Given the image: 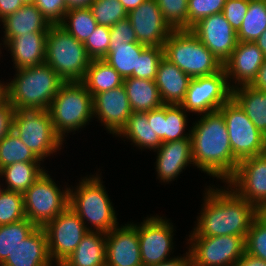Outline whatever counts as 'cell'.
Segmentation results:
<instances>
[{"instance_id":"obj_1","label":"cell","mask_w":266,"mask_h":266,"mask_svg":"<svg viewBox=\"0 0 266 266\" xmlns=\"http://www.w3.org/2000/svg\"><path fill=\"white\" fill-rule=\"evenodd\" d=\"M207 187L197 224L189 237L246 236L253 220L260 212L229 186Z\"/></svg>"},{"instance_id":"obj_2","label":"cell","mask_w":266,"mask_h":266,"mask_svg":"<svg viewBox=\"0 0 266 266\" xmlns=\"http://www.w3.org/2000/svg\"><path fill=\"white\" fill-rule=\"evenodd\" d=\"M199 117L190 128L194 166L225 183L239 163L233 156L225 120L219 111Z\"/></svg>"},{"instance_id":"obj_3","label":"cell","mask_w":266,"mask_h":266,"mask_svg":"<svg viewBox=\"0 0 266 266\" xmlns=\"http://www.w3.org/2000/svg\"><path fill=\"white\" fill-rule=\"evenodd\" d=\"M12 81L6 82V99L15 110H48L64 82L46 63L15 70Z\"/></svg>"},{"instance_id":"obj_4","label":"cell","mask_w":266,"mask_h":266,"mask_svg":"<svg viewBox=\"0 0 266 266\" xmlns=\"http://www.w3.org/2000/svg\"><path fill=\"white\" fill-rule=\"evenodd\" d=\"M76 187L70 188L69 207L80 217L88 231L106 234L119 225L116 211L99 174L79 180Z\"/></svg>"},{"instance_id":"obj_5","label":"cell","mask_w":266,"mask_h":266,"mask_svg":"<svg viewBox=\"0 0 266 266\" xmlns=\"http://www.w3.org/2000/svg\"><path fill=\"white\" fill-rule=\"evenodd\" d=\"M48 111L56 134L65 141L68 133L93 120V96L82 81L63 82Z\"/></svg>"},{"instance_id":"obj_6","label":"cell","mask_w":266,"mask_h":266,"mask_svg":"<svg viewBox=\"0 0 266 266\" xmlns=\"http://www.w3.org/2000/svg\"><path fill=\"white\" fill-rule=\"evenodd\" d=\"M91 60L82 42L60 24L50 25L45 41V63L64 82L83 81Z\"/></svg>"},{"instance_id":"obj_7","label":"cell","mask_w":266,"mask_h":266,"mask_svg":"<svg viewBox=\"0 0 266 266\" xmlns=\"http://www.w3.org/2000/svg\"><path fill=\"white\" fill-rule=\"evenodd\" d=\"M163 57L191 78L219 72L223 64L190 29L173 30L163 44Z\"/></svg>"},{"instance_id":"obj_8","label":"cell","mask_w":266,"mask_h":266,"mask_svg":"<svg viewBox=\"0 0 266 266\" xmlns=\"http://www.w3.org/2000/svg\"><path fill=\"white\" fill-rule=\"evenodd\" d=\"M12 130L41 161L61 149L63 140L56 134L48 110H15Z\"/></svg>"},{"instance_id":"obj_9","label":"cell","mask_w":266,"mask_h":266,"mask_svg":"<svg viewBox=\"0 0 266 266\" xmlns=\"http://www.w3.org/2000/svg\"><path fill=\"white\" fill-rule=\"evenodd\" d=\"M70 187L62 191L46 170L23 193L25 216L37 227H44L69 207Z\"/></svg>"},{"instance_id":"obj_10","label":"cell","mask_w":266,"mask_h":266,"mask_svg":"<svg viewBox=\"0 0 266 266\" xmlns=\"http://www.w3.org/2000/svg\"><path fill=\"white\" fill-rule=\"evenodd\" d=\"M218 111L225 120L233 156L238 161L266 153L264 134L232 97Z\"/></svg>"},{"instance_id":"obj_11","label":"cell","mask_w":266,"mask_h":266,"mask_svg":"<svg viewBox=\"0 0 266 266\" xmlns=\"http://www.w3.org/2000/svg\"><path fill=\"white\" fill-rule=\"evenodd\" d=\"M246 236L189 237L193 266H234L245 252Z\"/></svg>"},{"instance_id":"obj_12","label":"cell","mask_w":266,"mask_h":266,"mask_svg":"<svg viewBox=\"0 0 266 266\" xmlns=\"http://www.w3.org/2000/svg\"><path fill=\"white\" fill-rule=\"evenodd\" d=\"M232 97L224 68L219 72L192 78L186 96L180 104L187 112L201 114L218 111Z\"/></svg>"},{"instance_id":"obj_13","label":"cell","mask_w":266,"mask_h":266,"mask_svg":"<svg viewBox=\"0 0 266 266\" xmlns=\"http://www.w3.org/2000/svg\"><path fill=\"white\" fill-rule=\"evenodd\" d=\"M51 261L59 266L88 232L80 217L68 207L44 227Z\"/></svg>"},{"instance_id":"obj_14","label":"cell","mask_w":266,"mask_h":266,"mask_svg":"<svg viewBox=\"0 0 266 266\" xmlns=\"http://www.w3.org/2000/svg\"><path fill=\"white\" fill-rule=\"evenodd\" d=\"M225 183L259 212L264 210L266 207V153L239 161L234 174Z\"/></svg>"},{"instance_id":"obj_15","label":"cell","mask_w":266,"mask_h":266,"mask_svg":"<svg viewBox=\"0 0 266 266\" xmlns=\"http://www.w3.org/2000/svg\"><path fill=\"white\" fill-rule=\"evenodd\" d=\"M169 221V219H163L156 215L148 216L141 224H138V239L143 266L159 264L174 258L170 257L174 250V227L173 223Z\"/></svg>"},{"instance_id":"obj_16","label":"cell","mask_w":266,"mask_h":266,"mask_svg":"<svg viewBox=\"0 0 266 266\" xmlns=\"http://www.w3.org/2000/svg\"><path fill=\"white\" fill-rule=\"evenodd\" d=\"M190 30L224 64L237 45V33L223 13L212 14L194 24Z\"/></svg>"},{"instance_id":"obj_17","label":"cell","mask_w":266,"mask_h":266,"mask_svg":"<svg viewBox=\"0 0 266 266\" xmlns=\"http://www.w3.org/2000/svg\"><path fill=\"white\" fill-rule=\"evenodd\" d=\"M137 42L148 47H161L173 29L164 20L156 0H146L128 13Z\"/></svg>"},{"instance_id":"obj_18","label":"cell","mask_w":266,"mask_h":266,"mask_svg":"<svg viewBox=\"0 0 266 266\" xmlns=\"http://www.w3.org/2000/svg\"><path fill=\"white\" fill-rule=\"evenodd\" d=\"M131 113L132 108L123 85L93 97V117L98 118L105 130L114 136L124 128Z\"/></svg>"},{"instance_id":"obj_19","label":"cell","mask_w":266,"mask_h":266,"mask_svg":"<svg viewBox=\"0 0 266 266\" xmlns=\"http://www.w3.org/2000/svg\"><path fill=\"white\" fill-rule=\"evenodd\" d=\"M105 236L106 266H143L137 223L117 226Z\"/></svg>"},{"instance_id":"obj_20","label":"cell","mask_w":266,"mask_h":266,"mask_svg":"<svg viewBox=\"0 0 266 266\" xmlns=\"http://www.w3.org/2000/svg\"><path fill=\"white\" fill-rule=\"evenodd\" d=\"M265 59L255 42L238 41L230 58L223 64L230 88L250 85Z\"/></svg>"},{"instance_id":"obj_21","label":"cell","mask_w":266,"mask_h":266,"mask_svg":"<svg viewBox=\"0 0 266 266\" xmlns=\"http://www.w3.org/2000/svg\"><path fill=\"white\" fill-rule=\"evenodd\" d=\"M157 153L156 172L160 182L170 183L178 177L189 164L194 166L191 139H180L162 143Z\"/></svg>"},{"instance_id":"obj_22","label":"cell","mask_w":266,"mask_h":266,"mask_svg":"<svg viewBox=\"0 0 266 266\" xmlns=\"http://www.w3.org/2000/svg\"><path fill=\"white\" fill-rule=\"evenodd\" d=\"M9 266H56L48 253L47 234L37 227L8 254L4 260Z\"/></svg>"},{"instance_id":"obj_23","label":"cell","mask_w":266,"mask_h":266,"mask_svg":"<svg viewBox=\"0 0 266 266\" xmlns=\"http://www.w3.org/2000/svg\"><path fill=\"white\" fill-rule=\"evenodd\" d=\"M192 78L175 64L162 58L157 67L155 83L163 104L180 105L189 88Z\"/></svg>"},{"instance_id":"obj_24","label":"cell","mask_w":266,"mask_h":266,"mask_svg":"<svg viewBox=\"0 0 266 266\" xmlns=\"http://www.w3.org/2000/svg\"><path fill=\"white\" fill-rule=\"evenodd\" d=\"M47 33L29 32L23 36L13 37L3 46L11 52L16 70L45 63Z\"/></svg>"},{"instance_id":"obj_25","label":"cell","mask_w":266,"mask_h":266,"mask_svg":"<svg viewBox=\"0 0 266 266\" xmlns=\"http://www.w3.org/2000/svg\"><path fill=\"white\" fill-rule=\"evenodd\" d=\"M0 22H2L5 30L3 31V44L1 43L0 45H5L13 37L23 36L29 32H48L50 28L49 22L33 3L24 4L16 12L6 16Z\"/></svg>"},{"instance_id":"obj_26","label":"cell","mask_w":266,"mask_h":266,"mask_svg":"<svg viewBox=\"0 0 266 266\" xmlns=\"http://www.w3.org/2000/svg\"><path fill=\"white\" fill-rule=\"evenodd\" d=\"M59 266H106L105 233L88 231Z\"/></svg>"},{"instance_id":"obj_27","label":"cell","mask_w":266,"mask_h":266,"mask_svg":"<svg viewBox=\"0 0 266 266\" xmlns=\"http://www.w3.org/2000/svg\"><path fill=\"white\" fill-rule=\"evenodd\" d=\"M123 86L132 112H148L163 105L155 80L127 77Z\"/></svg>"},{"instance_id":"obj_28","label":"cell","mask_w":266,"mask_h":266,"mask_svg":"<svg viewBox=\"0 0 266 266\" xmlns=\"http://www.w3.org/2000/svg\"><path fill=\"white\" fill-rule=\"evenodd\" d=\"M232 98L244 110L255 127L266 133V92L251 85H242L232 89Z\"/></svg>"},{"instance_id":"obj_29","label":"cell","mask_w":266,"mask_h":266,"mask_svg":"<svg viewBox=\"0 0 266 266\" xmlns=\"http://www.w3.org/2000/svg\"><path fill=\"white\" fill-rule=\"evenodd\" d=\"M120 136L128 138L134 146L140 147L141 151L145 148L155 152L162 145L161 139L153 132L148 122L147 112H132L124 128L117 135Z\"/></svg>"},{"instance_id":"obj_30","label":"cell","mask_w":266,"mask_h":266,"mask_svg":"<svg viewBox=\"0 0 266 266\" xmlns=\"http://www.w3.org/2000/svg\"><path fill=\"white\" fill-rule=\"evenodd\" d=\"M123 81V77L105 60L92 59L82 82L94 97L98 93L122 86Z\"/></svg>"},{"instance_id":"obj_31","label":"cell","mask_w":266,"mask_h":266,"mask_svg":"<svg viewBox=\"0 0 266 266\" xmlns=\"http://www.w3.org/2000/svg\"><path fill=\"white\" fill-rule=\"evenodd\" d=\"M147 46L141 43H110L109 52L103 58L123 79L137 78V63L141 52Z\"/></svg>"},{"instance_id":"obj_32","label":"cell","mask_w":266,"mask_h":266,"mask_svg":"<svg viewBox=\"0 0 266 266\" xmlns=\"http://www.w3.org/2000/svg\"><path fill=\"white\" fill-rule=\"evenodd\" d=\"M41 165L18 162L2 168L0 174L5 179L6 190L23 194L46 171Z\"/></svg>"},{"instance_id":"obj_33","label":"cell","mask_w":266,"mask_h":266,"mask_svg":"<svg viewBox=\"0 0 266 266\" xmlns=\"http://www.w3.org/2000/svg\"><path fill=\"white\" fill-rule=\"evenodd\" d=\"M245 16L237 40L255 42L266 30V0H249Z\"/></svg>"},{"instance_id":"obj_34","label":"cell","mask_w":266,"mask_h":266,"mask_svg":"<svg viewBox=\"0 0 266 266\" xmlns=\"http://www.w3.org/2000/svg\"><path fill=\"white\" fill-rule=\"evenodd\" d=\"M60 25L78 41L84 43L94 32L98 23L90 7H80L69 9Z\"/></svg>"},{"instance_id":"obj_35","label":"cell","mask_w":266,"mask_h":266,"mask_svg":"<svg viewBox=\"0 0 266 266\" xmlns=\"http://www.w3.org/2000/svg\"><path fill=\"white\" fill-rule=\"evenodd\" d=\"M18 162L41 163V160L11 130L0 140V170Z\"/></svg>"},{"instance_id":"obj_36","label":"cell","mask_w":266,"mask_h":266,"mask_svg":"<svg viewBox=\"0 0 266 266\" xmlns=\"http://www.w3.org/2000/svg\"><path fill=\"white\" fill-rule=\"evenodd\" d=\"M187 111L181 105L165 104V118L162 126V143L180 139H191V130L185 132L188 125Z\"/></svg>"},{"instance_id":"obj_37","label":"cell","mask_w":266,"mask_h":266,"mask_svg":"<svg viewBox=\"0 0 266 266\" xmlns=\"http://www.w3.org/2000/svg\"><path fill=\"white\" fill-rule=\"evenodd\" d=\"M37 226L28 218L19 222L0 225V261H4L8 254L16 248Z\"/></svg>"},{"instance_id":"obj_38","label":"cell","mask_w":266,"mask_h":266,"mask_svg":"<svg viewBox=\"0 0 266 266\" xmlns=\"http://www.w3.org/2000/svg\"><path fill=\"white\" fill-rule=\"evenodd\" d=\"M89 7L98 25L112 27L128 18V13L119 0H94Z\"/></svg>"},{"instance_id":"obj_39","label":"cell","mask_w":266,"mask_h":266,"mask_svg":"<svg viewBox=\"0 0 266 266\" xmlns=\"http://www.w3.org/2000/svg\"><path fill=\"white\" fill-rule=\"evenodd\" d=\"M245 252L266 261V217L259 214L245 238Z\"/></svg>"},{"instance_id":"obj_40","label":"cell","mask_w":266,"mask_h":266,"mask_svg":"<svg viewBox=\"0 0 266 266\" xmlns=\"http://www.w3.org/2000/svg\"><path fill=\"white\" fill-rule=\"evenodd\" d=\"M23 194L5 190L0 195V225L25 219Z\"/></svg>"},{"instance_id":"obj_41","label":"cell","mask_w":266,"mask_h":266,"mask_svg":"<svg viewBox=\"0 0 266 266\" xmlns=\"http://www.w3.org/2000/svg\"><path fill=\"white\" fill-rule=\"evenodd\" d=\"M164 20L173 30L188 29V0H156Z\"/></svg>"},{"instance_id":"obj_42","label":"cell","mask_w":266,"mask_h":266,"mask_svg":"<svg viewBox=\"0 0 266 266\" xmlns=\"http://www.w3.org/2000/svg\"><path fill=\"white\" fill-rule=\"evenodd\" d=\"M226 0H188V29L203 18L223 12Z\"/></svg>"},{"instance_id":"obj_43","label":"cell","mask_w":266,"mask_h":266,"mask_svg":"<svg viewBox=\"0 0 266 266\" xmlns=\"http://www.w3.org/2000/svg\"><path fill=\"white\" fill-rule=\"evenodd\" d=\"M83 44L91 59H103L109 52L110 27L98 25Z\"/></svg>"},{"instance_id":"obj_44","label":"cell","mask_w":266,"mask_h":266,"mask_svg":"<svg viewBox=\"0 0 266 266\" xmlns=\"http://www.w3.org/2000/svg\"><path fill=\"white\" fill-rule=\"evenodd\" d=\"M162 58L163 48L147 46L138 58L137 78L155 80L157 67Z\"/></svg>"},{"instance_id":"obj_45","label":"cell","mask_w":266,"mask_h":266,"mask_svg":"<svg viewBox=\"0 0 266 266\" xmlns=\"http://www.w3.org/2000/svg\"><path fill=\"white\" fill-rule=\"evenodd\" d=\"M50 25L61 24L69 10L65 0H35L33 3Z\"/></svg>"},{"instance_id":"obj_46","label":"cell","mask_w":266,"mask_h":266,"mask_svg":"<svg viewBox=\"0 0 266 266\" xmlns=\"http://www.w3.org/2000/svg\"><path fill=\"white\" fill-rule=\"evenodd\" d=\"M249 0H226L223 14L236 33L241 28L243 19L246 17Z\"/></svg>"},{"instance_id":"obj_47","label":"cell","mask_w":266,"mask_h":266,"mask_svg":"<svg viewBox=\"0 0 266 266\" xmlns=\"http://www.w3.org/2000/svg\"><path fill=\"white\" fill-rule=\"evenodd\" d=\"M110 43H139L137 42L135 31L128 18L110 27Z\"/></svg>"},{"instance_id":"obj_48","label":"cell","mask_w":266,"mask_h":266,"mask_svg":"<svg viewBox=\"0 0 266 266\" xmlns=\"http://www.w3.org/2000/svg\"><path fill=\"white\" fill-rule=\"evenodd\" d=\"M14 111L6 98L0 103V140L12 130Z\"/></svg>"},{"instance_id":"obj_49","label":"cell","mask_w":266,"mask_h":266,"mask_svg":"<svg viewBox=\"0 0 266 266\" xmlns=\"http://www.w3.org/2000/svg\"><path fill=\"white\" fill-rule=\"evenodd\" d=\"M147 118H148L149 124H151V128L153 129V132H155L162 141L163 119H166L165 118V104H163L160 108L148 111Z\"/></svg>"},{"instance_id":"obj_50","label":"cell","mask_w":266,"mask_h":266,"mask_svg":"<svg viewBox=\"0 0 266 266\" xmlns=\"http://www.w3.org/2000/svg\"><path fill=\"white\" fill-rule=\"evenodd\" d=\"M24 4L22 0H0V21L16 12Z\"/></svg>"},{"instance_id":"obj_51","label":"cell","mask_w":266,"mask_h":266,"mask_svg":"<svg viewBox=\"0 0 266 266\" xmlns=\"http://www.w3.org/2000/svg\"><path fill=\"white\" fill-rule=\"evenodd\" d=\"M185 255V256H184ZM150 266H193L190 253L187 251L183 256H175L173 259Z\"/></svg>"},{"instance_id":"obj_52","label":"cell","mask_w":266,"mask_h":266,"mask_svg":"<svg viewBox=\"0 0 266 266\" xmlns=\"http://www.w3.org/2000/svg\"><path fill=\"white\" fill-rule=\"evenodd\" d=\"M250 85L258 90L266 92V59L262 63L255 79Z\"/></svg>"},{"instance_id":"obj_53","label":"cell","mask_w":266,"mask_h":266,"mask_svg":"<svg viewBox=\"0 0 266 266\" xmlns=\"http://www.w3.org/2000/svg\"><path fill=\"white\" fill-rule=\"evenodd\" d=\"M234 266H266V261L244 252Z\"/></svg>"},{"instance_id":"obj_54","label":"cell","mask_w":266,"mask_h":266,"mask_svg":"<svg viewBox=\"0 0 266 266\" xmlns=\"http://www.w3.org/2000/svg\"><path fill=\"white\" fill-rule=\"evenodd\" d=\"M94 0H65L69 9L89 7Z\"/></svg>"},{"instance_id":"obj_55","label":"cell","mask_w":266,"mask_h":266,"mask_svg":"<svg viewBox=\"0 0 266 266\" xmlns=\"http://www.w3.org/2000/svg\"><path fill=\"white\" fill-rule=\"evenodd\" d=\"M127 13L138 8L146 0H119Z\"/></svg>"},{"instance_id":"obj_56","label":"cell","mask_w":266,"mask_h":266,"mask_svg":"<svg viewBox=\"0 0 266 266\" xmlns=\"http://www.w3.org/2000/svg\"><path fill=\"white\" fill-rule=\"evenodd\" d=\"M259 49L263 52L266 57V30L261 34V36L255 41Z\"/></svg>"},{"instance_id":"obj_57","label":"cell","mask_w":266,"mask_h":266,"mask_svg":"<svg viewBox=\"0 0 266 266\" xmlns=\"http://www.w3.org/2000/svg\"><path fill=\"white\" fill-rule=\"evenodd\" d=\"M6 98L5 83L0 80V103Z\"/></svg>"},{"instance_id":"obj_58","label":"cell","mask_w":266,"mask_h":266,"mask_svg":"<svg viewBox=\"0 0 266 266\" xmlns=\"http://www.w3.org/2000/svg\"><path fill=\"white\" fill-rule=\"evenodd\" d=\"M0 178H2L1 174H0ZM1 184H0V195L6 190L5 187L1 188Z\"/></svg>"},{"instance_id":"obj_59","label":"cell","mask_w":266,"mask_h":266,"mask_svg":"<svg viewBox=\"0 0 266 266\" xmlns=\"http://www.w3.org/2000/svg\"><path fill=\"white\" fill-rule=\"evenodd\" d=\"M25 4L34 3L35 0H22Z\"/></svg>"},{"instance_id":"obj_60","label":"cell","mask_w":266,"mask_h":266,"mask_svg":"<svg viewBox=\"0 0 266 266\" xmlns=\"http://www.w3.org/2000/svg\"><path fill=\"white\" fill-rule=\"evenodd\" d=\"M0 266H9L5 261H0Z\"/></svg>"},{"instance_id":"obj_61","label":"cell","mask_w":266,"mask_h":266,"mask_svg":"<svg viewBox=\"0 0 266 266\" xmlns=\"http://www.w3.org/2000/svg\"><path fill=\"white\" fill-rule=\"evenodd\" d=\"M260 213L263 214L266 217V207Z\"/></svg>"},{"instance_id":"obj_62","label":"cell","mask_w":266,"mask_h":266,"mask_svg":"<svg viewBox=\"0 0 266 266\" xmlns=\"http://www.w3.org/2000/svg\"><path fill=\"white\" fill-rule=\"evenodd\" d=\"M264 143H265V146H266V133L264 135Z\"/></svg>"}]
</instances>
